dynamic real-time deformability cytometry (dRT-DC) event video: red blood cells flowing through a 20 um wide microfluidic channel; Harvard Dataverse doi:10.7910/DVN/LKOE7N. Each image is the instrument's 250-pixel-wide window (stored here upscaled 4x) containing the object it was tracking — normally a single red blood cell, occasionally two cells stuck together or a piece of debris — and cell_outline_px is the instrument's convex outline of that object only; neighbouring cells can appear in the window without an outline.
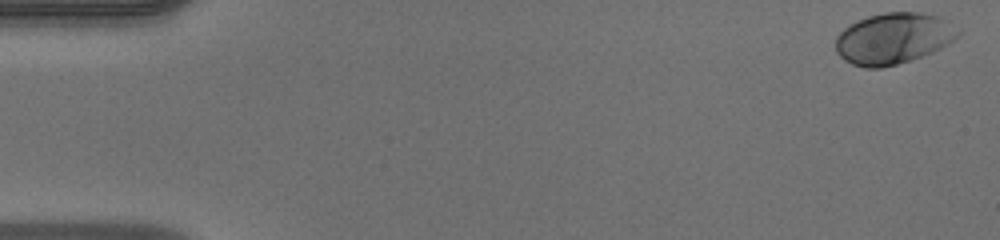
{"species": "human", "species_latin": "Homo sapiens", "temperature_condition": "warm", "stored_images_in_passage": 50, "camera_frame_rate_fps": 3000, "um_per_image_px": 0.085, "donor": {"sex": "male"}, "frame": {"image": 1, "passage_image": 1, "time_ms": 0.0, "image_size_px": [1000, 240], "cell_outline_px": [[960, 36], [948, 44], [932, 52], [896, 64], [880, 68], [864, 68], [852, 64], [844, 60], [836, 52], [836, 36], [844, 28], [868, 16], [884, 12], [920, 12], [940, 16], [960, 32]], "centroid_in_image_um": [75.92, 3.26], "position_along_channel_um": 9.1, "area_um2": 36.24}}
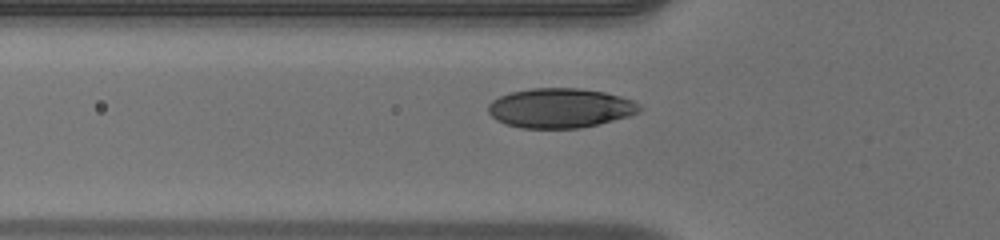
{"frame": {"image": 2, "passage_image": 17, "time_ms": 5.333, "image_size_px": [1000, 240], "cell_outline_px": [[644, 108], [640, 112], [628, 116], [580, 128], [520, 128], [504, 124], [496, 120], [488, 112], [488, 104], [492, 100], [500, 96], [512, 92], [532, 88], [580, 88], [604, 92], [620, 96], [632, 100], [640, 104]], "centroid_in_image_um": [47.61, 9.18], "position_along_channel_um": 78.2, "area_um2": 34.97}}
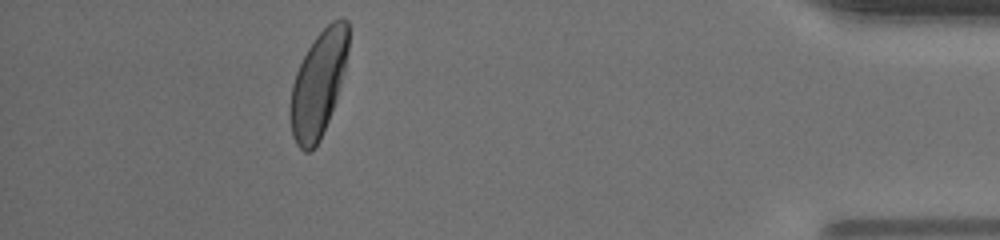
{"frame": {"image": 3, "passage_image": 45, "time_ms": 14.667, "image_size_px": [1000, 240], "cell_outline_px": [[348, 52], [336, 100], [320, 140], [308, 152], [304, 152], [296, 144], [292, 136], [288, 116], [288, 112], [292, 84], [296, 72], [308, 48], [316, 36], [332, 20], [340, 16], [348, 20]], "centroid_in_image_um": [27.03, 7.14], "position_along_channel_um": 408.2, "area_um2": 35.72}, "authors_computed_cell_mechanics": {"area_um2": 35.2869, "velocity_mm_per_s": 4.0851, "shape_relaxation_time_tau1_ms": 2.4352, "shape_relaxation_time_tau2_ms": null, "deformation_change_tau1": 0.1689, "deformation_change_tau2": null}}